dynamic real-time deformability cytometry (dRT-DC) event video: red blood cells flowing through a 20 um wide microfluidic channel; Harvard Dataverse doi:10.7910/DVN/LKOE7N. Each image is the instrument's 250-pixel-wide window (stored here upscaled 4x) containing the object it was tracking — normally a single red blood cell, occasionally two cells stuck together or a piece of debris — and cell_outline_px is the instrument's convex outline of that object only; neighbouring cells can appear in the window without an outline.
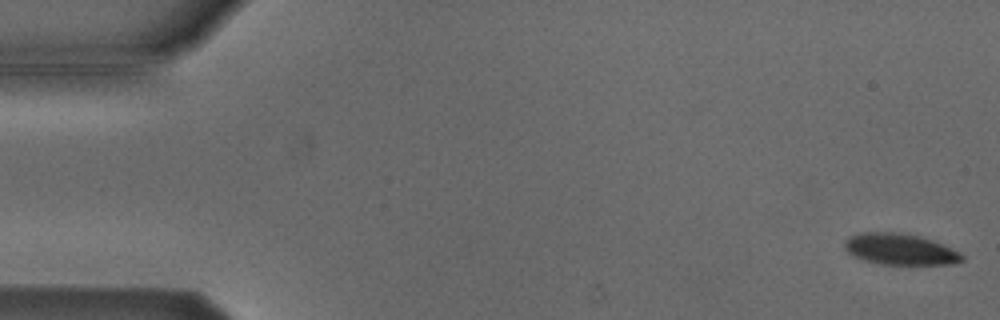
{"species": "Egyptian fruit bat (a non-hibernating species)", "species_latin": "Rousettus aegyptiacus", "temperature_condition": "cold", "stored_images_in_passage": 53, "camera_frame_rate_fps": 3000, "um_per_image_px": 0.085, "animal": {"sex": "male"}, "frame": {"image": 1, "passage_image": 1, "time_ms": 0.0, "image_size_px": [1000, 320], "cell_outline_px": [[964, 260], [956, 264], [880, 264], [864, 260], [848, 252], [844, 248], [844, 240], [860, 232], [892, 232], [920, 236], [932, 240], [960, 252], [964, 256]], "centroid_in_image_um": [76.52, 21.19], "position_along_channel_um": 8.5, "area_um2": 21.21}}
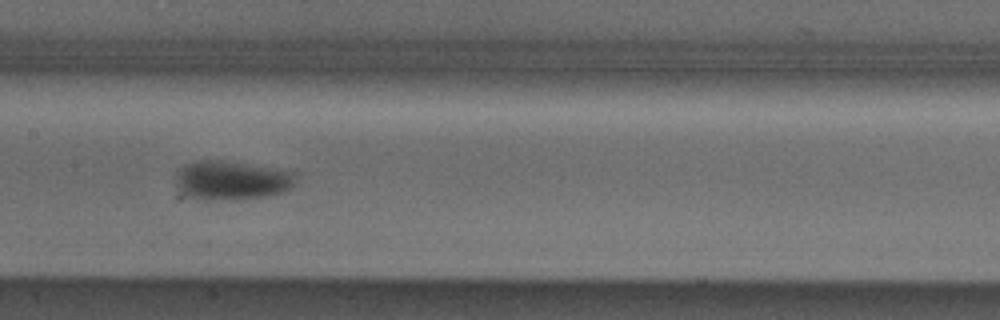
{"frame": {"image": 2, "passage_image": 26, "time_ms": 8.333, "image_size_px": [1000, 320], "cell_outline_px": [[296, 176], [292, 184], [288, 188], [280, 192], [264, 196], [192, 196], [184, 192], [176, 184], [176, 168], [184, 164], [196, 160], [220, 160], [292, 172]], "centroid_in_image_um": [19.62, 15.23], "position_along_channel_um": 187.8, "area_um2": 25.26}}
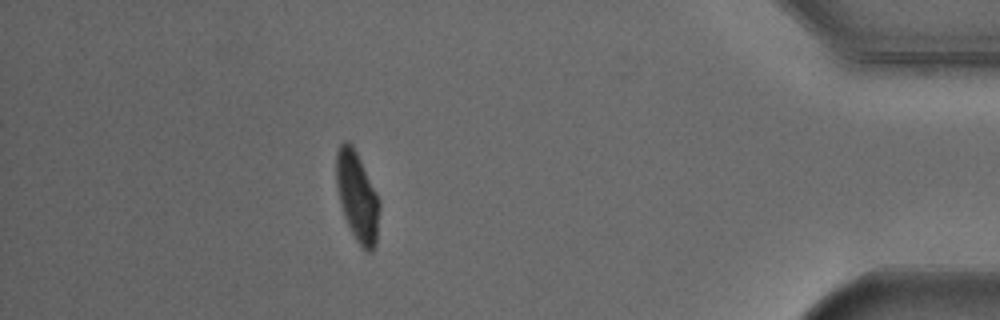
{"frame": {"image": 3, "passage_image": 47, "time_ms": 15.333, "image_size_px": [1000, 320], "cell_outline_px": [[380, 208], [376, 244], [372, 252], [364, 252], [356, 240], [344, 216], [340, 204], [336, 188], [336, 152], [340, 144], [344, 140], [348, 140], [352, 144], [380, 200]], "centroid_in_image_um": [30.36, 16.73], "position_along_channel_um": 404.8, "area_um2": 22.66}, "authors_computed_cell_mechanics": {"area_um2": 23.1778, "velocity_mm_per_s": 3.825, "shape_relaxation_time_tau1_ms": 7.233, "shape_relaxation_time_tau2_ms": null, "deformation_change_tau1": 0.1892, "deformation_change_tau2": null}}